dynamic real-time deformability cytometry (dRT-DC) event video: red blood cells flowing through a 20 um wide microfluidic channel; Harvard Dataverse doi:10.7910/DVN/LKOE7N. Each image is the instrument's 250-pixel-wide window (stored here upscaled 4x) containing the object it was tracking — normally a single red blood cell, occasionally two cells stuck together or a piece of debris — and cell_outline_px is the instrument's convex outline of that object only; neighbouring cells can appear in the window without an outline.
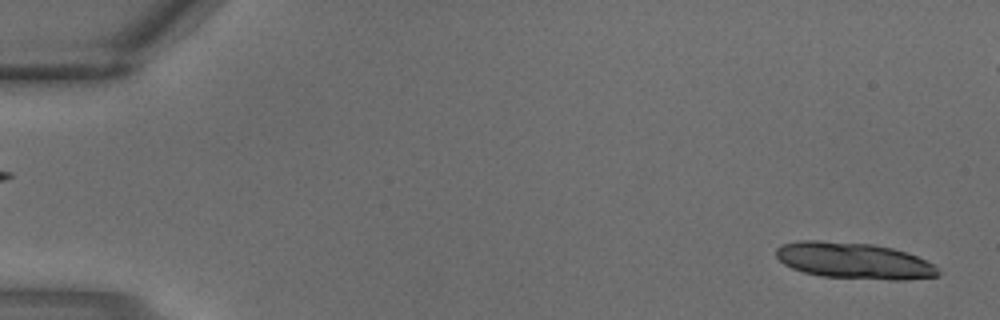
{"species": "common noctule bat (a hibernating species)", "species_latin": "Nyctalus noctula", "temperature_condition": "warm", "stored_images_in_passage": 4, "camera_frame_rate_fps": 3000, "um_per_image_px": 0.085, "animal": {"sex": "male", "body_mass_g": 18.8}, "frame": {"image": 1, "passage_image": 1, "time_ms": 0.0, "image_size_px": [1000, 320], "cell_outline_px": [[940, 276], [904, 280], [892, 280], [820, 276], [804, 272], [792, 268], [784, 264], [776, 256], [776, 248], [780, 244], [800, 240], [816, 240], [872, 244], [892, 248], [908, 252], [932, 264], [940, 272]], "centroid_in_image_um": [72.57, 22.16], "position_along_channel_um": 12.4, "area_um2": 34.28}}